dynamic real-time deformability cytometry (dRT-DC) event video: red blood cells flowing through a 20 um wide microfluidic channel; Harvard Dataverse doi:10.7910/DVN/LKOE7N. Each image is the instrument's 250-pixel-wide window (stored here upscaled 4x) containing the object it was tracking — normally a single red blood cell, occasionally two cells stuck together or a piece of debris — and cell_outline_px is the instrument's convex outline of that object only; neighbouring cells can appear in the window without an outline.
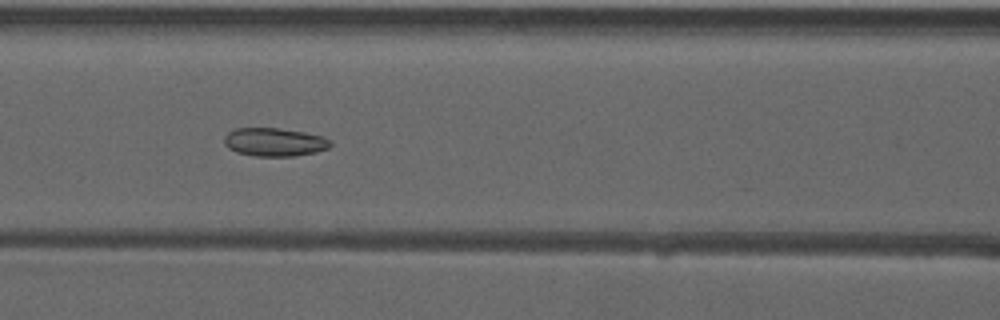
{"species": "common noctule bat (a hibernating species)", "species_latin": "Nyctalus noctula", "temperature_condition": "warm", "stored_images_in_passage": 14, "camera_frame_rate_fps": 3000, "um_per_image_px": 0.085, "animal": {"sex": "male", "forearm_length_mm": 52.5}, "frame": {"image": 1, "passage_image": 8, "time_ms": 2.333, "image_size_px": [1000, 320], "cell_outline_px": [[332, 144], [328, 148], [316, 152], [296, 156], [256, 156], [236, 152], [228, 148], [224, 144], [224, 136], [228, 132], [236, 128], [280, 128], [304, 132], [324, 136], [332, 140]], "centroid_in_image_um": [23.35, 12.07], "position_along_channel_um": 143.3, "area_um2": 17.74}}
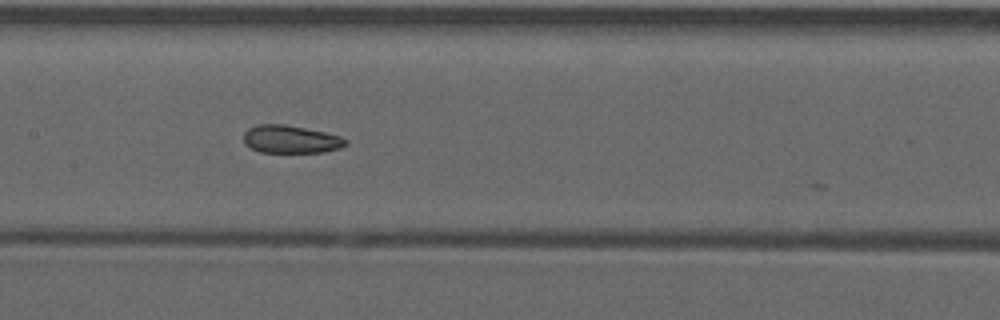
{"frame": {"image": 2, "passage_image": 11, "time_ms": 3.333, "image_size_px": [1000, 320], "cell_outline_px": [[348, 144], [340, 148], [324, 152], [260, 152], [244, 144], [244, 132], [248, 128], [260, 124], [284, 124], [324, 132], [340, 136], [348, 140]], "centroid_in_image_um": [24.72, 11.84], "position_along_channel_um": 182.7, "area_um2": 16.53}}